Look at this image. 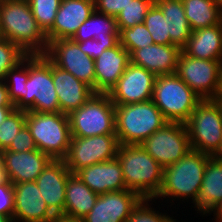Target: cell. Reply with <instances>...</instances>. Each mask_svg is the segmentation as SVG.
I'll list each match as a JSON object with an SVG mask.
<instances>
[{
  "instance_id": "obj_1",
  "label": "cell",
  "mask_w": 222,
  "mask_h": 222,
  "mask_svg": "<svg viewBox=\"0 0 222 222\" xmlns=\"http://www.w3.org/2000/svg\"><path fill=\"white\" fill-rule=\"evenodd\" d=\"M0 37L18 45L27 55H44L49 46L27 0L0 2Z\"/></svg>"
},
{
  "instance_id": "obj_2",
  "label": "cell",
  "mask_w": 222,
  "mask_h": 222,
  "mask_svg": "<svg viewBox=\"0 0 222 222\" xmlns=\"http://www.w3.org/2000/svg\"><path fill=\"white\" fill-rule=\"evenodd\" d=\"M116 157L120 162L126 188L142 199L152 201L162 186L163 167L141 144L119 145Z\"/></svg>"
},
{
  "instance_id": "obj_3",
  "label": "cell",
  "mask_w": 222,
  "mask_h": 222,
  "mask_svg": "<svg viewBox=\"0 0 222 222\" xmlns=\"http://www.w3.org/2000/svg\"><path fill=\"white\" fill-rule=\"evenodd\" d=\"M211 156L190 149L179 161L163 168L160 191L154 197H192L195 203L203 181L206 163Z\"/></svg>"
},
{
  "instance_id": "obj_4",
  "label": "cell",
  "mask_w": 222,
  "mask_h": 222,
  "mask_svg": "<svg viewBox=\"0 0 222 222\" xmlns=\"http://www.w3.org/2000/svg\"><path fill=\"white\" fill-rule=\"evenodd\" d=\"M168 121L152 100L115 105L116 135L120 145H139Z\"/></svg>"
},
{
  "instance_id": "obj_5",
  "label": "cell",
  "mask_w": 222,
  "mask_h": 222,
  "mask_svg": "<svg viewBox=\"0 0 222 222\" xmlns=\"http://www.w3.org/2000/svg\"><path fill=\"white\" fill-rule=\"evenodd\" d=\"M17 110L60 113L52 80V61L44 55H29V78Z\"/></svg>"
},
{
  "instance_id": "obj_6",
  "label": "cell",
  "mask_w": 222,
  "mask_h": 222,
  "mask_svg": "<svg viewBox=\"0 0 222 222\" xmlns=\"http://www.w3.org/2000/svg\"><path fill=\"white\" fill-rule=\"evenodd\" d=\"M26 125L38 150L52 159L67 155L72 138L67 114L26 111Z\"/></svg>"
},
{
  "instance_id": "obj_7",
  "label": "cell",
  "mask_w": 222,
  "mask_h": 222,
  "mask_svg": "<svg viewBox=\"0 0 222 222\" xmlns=\"http://www.w3.org/2000/svg\"><path fill=\"white\" fill-rule=\"evenodd\" d=\"M201 100L176 73L156 76L152 101L168 122L185 123Z\"/></svg>"
},
{
  "instance_id": "obj_8",
  "label": "cell",
  "mask_w": 222,
  "mask_h": 222,
  "mask_svg": "<svg viewBox=\"0 0 222 222\" xmlns=\"http://www.w3.org/2000/svg\"><path fill=\"white\" fill-rule=\"evenodd\" d=\"M184 124L191 149L212 156L222 142V102L201 100Z\"/></svg>"
},
{
  "instance_id": "obj_9",
  "label": "cell",
  "mask_w": 222,
  "mask_h": 222,
  "mask_svg": "<svg viewBox=\"0 0 222 222\" xmlns=\"http://www.w3.org/2000/svg\"><path fill=\"white\" fill-rule=\"evenodd\" d=\"M71 136L116 134L115 105L107 93H94L69 115Z\"/></svg>"
},
{
  "instance_id": "obj_10",
  "label": "cell",
  "mask_w": 222,
  "mask_h": 222,
  "mask_svg": "<svg viewBox=\"0 0 222 222\" xmlns=\"http://www.w3.org/2000/svg\"><path fill=\"white\" fill-rule=\"evenodd\" d=\"M119 145L116 134L72 136L67 155L63 160L69 171L76 173L83 167L116 158Z\"/></svg>"
},
{
  "instance_id": "obj_11",
  "label": "cell",
  "mask_w": 222,
  "mask_h": 222,
  "mask_svg": "<svg viewBox=\"0 0 222 222\" xmlns=\"http://www.w3.org/2000/svg\"><path fill=\"white\" fill-rule=\"evenodd\" d=\"M163 168L179 161L191 149L186 125L168 122L141 143Z\"/></svg>"
},
{
  "instance_id": "obj_12",
  "label": "cell",
  "mask_w": 222,
  "mask_h": 222,
  "mask_svg": "<svg viewBox=\"0 0 222 222\" xmlns=\"http://www.w3.org/2000/svg\"><path fill=\"white\" fill-rule=\"evenodd\" d=\"M221 62L189 57L181 51L175 73L202 100L216 99L218 96Z\"/></svg>"
},
{
  "instance_id": "obj_13",
  "label": "cell",
  "mask_w": 222,
  "mask_h": 222,
  "mask_svg": "<svg viewBox=\"0 0 222 222\" xmlns=\"http://www.w3.org/2000/svg\"><path fill=\"white\" fill-rule=\"evenodd\" d=\"M45 55L57 67L68 71L95 92L94 59L80 50L79 42L72 39L51 41Z\"/></svg>"
},
{
  "instance_id": "obj_14",
  "label": "cell",
  "mask_w": 222,
  "mask_h": 222,
  "mask_svg": "<svg viewBox=\"0 0 222 222\" xmlns=\"http://www.w3.org/2000/svg\"><path fill=\"white\" fill-rule=\"evenodd\" d=\"M155 78L156 76L147 69L130 62L107 94L114 105L152 100Z\"/></svg>"
},
{
  "instance_id": "obj_15",
  "label": "cell",
  "mask_w": 222,
  "mask_h": 222,
  "mask_svg": "<svg viewBox=\"0 0 222 222\" xmlns=\"http://www.w3.org/2000/svg\"><path fill=\"white\" fill-rule=\"evenodd\" d=\"M142 198L131 190L111 191L100 194L83 222H126Z\"/></svg>"
},
{
  "instance_id": "obj_16",
  "label": "cell",
  "mask_w": 222,
  "mask_h": 222,
  "mask_svg": "<svg viewBox=\"0 0 222 222\" xmlns=\"http://www.w3.org/2000/svg\"><path fill=\"white\" fill-rule=\"evenodd\" d=\"M13 222H51L55 214L47 207L35 181L13 184Z\"/></svg>"
},
{
  "instance_id": "obj_17",
  "label": "cell",
  "mask_w": 222,
  "mask_h": 222,
  "mask_svg": "<svg viewBox=\"0 0 222 222\" xmlns=\"http://www.w3.org/2000/svg\"><path fill=\"white\" fill-rule=\"evenodd\" d=\"M70 174L63 159H52L35 180L47 207L54 214H64L65 187Z\"/></svg>"
},
{
  "instance_id": "obj_18",
  "label": "cell",
  "mask_w": 222,
  "mask_h": 222,
  "mask_svg": "<svg viewBox=\"0 0 222 222\" xmlns=\"http://www.w3.org/2000/svg\"><path fill=\"white\" fill-rule=\"evenodd\" d=\"M5 165V179L12 184L35 181L52 158L40 150L1 152Z\"/></svg>"
},
{
  "instance_id": "obj_19",
  "label": "cell",
  "mask_w": 222,
  "mask_h": 222,
  "mask_svg": "<svg viewBox=\"0 0 222 222\" xmlns=\"http://www.w3.org/2000/svg\"><path fill=\"white\" fill-rule=\"evenodd\" d=\"M94 11V0H62L54 24L46 33L48 42L58 39H71L79 26Z\"/></svg>"
},
{
  "instance_id": "obj_20",
  "label": "cell",
  "mask_w": 222,
  "mask_h": 222,
  "mask_svg": "<svg viewBox=\"0 0 222 222\" xmlns=\"http://www.w3.org/2000/svg\"><path fill=\"white\" fill-rule=\"evenodd\" d=\"M130 63V53L118 43L94 59L95 93H108Z\"/></svg>"
},
{
  "instance_id": "obj_21",
  "label": "cell",
  "mask_w": 222,
  "mask_h": 222,
  "mask_svg": "<svg viewBox=\"0 0 222 222\" xmlns=\"http://www.w3.org/2000/svg\"><path fill=\"white\" fill-rule=\"evenodd\" d=\"M52 80L61 113L69 115L82 106L95 92L84 82L52 62Z\"/></svg>"
},
{
  "instance_id": "obj_22",
  "label": "cell",
  "mask_w": 222,
  "mask_h": 222,
  "mask_svg": "<svg viewBox=\"0 0 222 222\" xmlns=\"http://www.w3.org/2000/svg\"><path fill=\"white\" fill-rule=\"evenodd\" d=\"M76 175L98 195L127 189L117 157L83 167L76 172Z\"/></svg>"
},
{
  "instance_id": "obj_23",
  "label": "cell",
  "mask_w": 222,
  "mask_h": 222,
  "mask_svg": "<svg viewBox=\"0 0 222 222\" xmlns=\"http://www.w3.org/2000/svg\"><path fill=\"white\" fill-rule=\"evenodd\" d=\"M180 53L181 49L176 45L154 43L134 50L130 54V62L147 69L155 76L174 74Z\"/></svg>"
},
{
  "instance_id": "obj_24",
  "label": "cell",
  "mask_w": 222,
  "mask_h": 222,
  "mask_svg": "<svg viewBox=\"0 0 222 222\" xmlns=\"http://www.w3.org/2000/svg\"><path fill=\"white\" fill-rule=\"evenodd\" d=\"M181 51L193 58L222 61V22L192 31Z\"/></svg>"
},
{
  "instance_id": "obj_25",
  "label": "cell",
  "mask_w": 222,
  "mask_h": 222,
  "mask_svg": "<svg viewBox=\"0 0 222 222\" xmlns=\"http://www.w3.org/2000/svg\"><path fill=\"white\" fill-rule=\"evenodd\" d=\"M65 192L64 215L80 219L92 210L99 196L76 173L68 176Z\"/></svg>"
},
{
  "instance_id": "obj_26",
  "label": "cell",
  "mask_w": 222,
  "mask_h": 222,
  "mask_svg": "<svg viewBox=\"0 0 222 222\" xmlns=\"http://www.w3.org/2000/svg\"><path fill=\"white\" fill-rule=\"evenodd\" d=\"M167 17V34L170 35V45L182 49L191 36V28L185 16L182 0H155Z\"/></svg>"
},
{
  "instance_id": "obj_27",
  "label": "cell",
  "mask_w": 222,
  "mask_h": 222,
  "mask_svg": "<svg viewBox=\"0 0 222 222\" xmlns=\"http://www.w3.org/2000/svg\"><path fill=\"white\" fill-rule=\"evenodd\" d=\"M222 200V162L210 157L206 163L196 208L204 214Z\"/></svg>"
},
{
  "instance_id": "obj_28",
  "label": "cell",
  "mask_w": 222,
  "mask_h": 222,
  "mask_svg": "<svg viewBox=\"0 0 222 222\" xmlns=\"http://www.w3.org/2000/svg\"><path fill=\"white\" fill-rule=\"evenodd\" d=\"M99 14L101 15L99 16ZM71 39L75 42H84L88 39L119 40L116 18L95 10L92 15L79 26V29Z\"/></svg>"
},
{
  "instance_id": "obj_29",
  "label": "cell",
  "mask_w": 222,
  "mask_h": 222,
  "mask_svg": "<svg viewBox=\"0 0 222 222\" xmlns=\"http://www.w3.org/2000/svg\"><path fill=\"white\" fill-rule=\"evenodd\" d=\"M182 2L191 31L212 27L222 22L217 0H182Z\"/></svg>"
},
{
  "instance_id": "obj_30",
  "label": "cell",
  "mask_w": 222,
  "mask_h": 222,
  "mask_svg": "<svg viewBox=\"0 0 222 222\" xmlns=\"http://www.w3.org/2000/svg\"><path fill=\"white\" fill-rule=\"evenodd\" d=\"M154 2L155 0H130L116 17L118 31L144 23L147 12Z\"/></svg>"
},
{
  "instance_id": "obj_31",
  "label": "cell",
  "mask_w": 222,
  "mask_h": 222,
  "mask_svg": "<svg viewBox=\"0 0 222 222\" xmlns=\"http://www.w3.org/2000/svg\"><path fill=\"white\" fill-rule=\"evenodd\" d=\"M28 78H29V55H27L15 67L11 68L6 74L5 80H7L6 85L8 88L9 98L14 104V106H16L23 99L24 88L26 86ZM9 79L12 80L9 82L8 81ZM8 82L10 85L8 84Z\"/></svg>"
},
{
  "instance_id": "obj_32",
  "label": "cell",
  "mask_w": 222,
  "mask_h": 222,
  "mask_svg": "<svg viewBox=\"0 0 222 222\" xmlns=\"http://www.w3.org/2000/svg\"><path fill=\"white\" fill-rule=\"evenodd\" d=\"M144 25L151 33L155 44H170V35L167 34V17H164L162 10L155 2L147 12Z\"/></svg>"
},
{
  "instance_id": "obj_33",
  "label": "cell",
  "mask_w": 222,
  "mask_h": 222,
  "mask_svg": "<svg viewBox=\"0 0 222 222\" xmlns=\"http://www.w3.org/2000/svg\"><path fill=\"white\" fill-rule=\"evenodd\" d=\"M119 43L131 54L134 50L154 44L151 33L144 23L119 32Z\"/></svg>"
},
{
  "instance_id": "obj_34",
  "label": "cell",
  "mask_w": 222,
  "mask_h": 222,
  "mask_svg": "<svg viewBox=\"0 0 222 222\" xmlns=\"http://www.w3.org/2000/svg\"><path fill=\"white\" fill-rule=\"evenodd\" d=\"M37 24L46 34L53 26L62 0H27Z\"/></svg>"
},
{
  "instance_id": "obj_35",
  "label": "cell",
  "mask_w": 222,
  "mask_h": 222,
  "mask_svg": "<svg viewBox=\"0 0 222 222\" xmlns=\"http://www.w3.org/2000/svg\"><path fill=\"white\" fill-rule=\"evenodd\" d=\"M26 124V111L14 109L0 125V152L6 150Z\"/></svg>"
},
{
  "instance_id": "obj_36",
  "label": "cell",
  "mask_w": 222,
  "mask_h": 222,
  "mask_svg": "<svg viewBox=\"0 0 222 222\" xmlns=\"http://www.w3.org/2000/svg\"><path fill=\"white\" fill-rule=\"evenodd\" d=\"M27 54L16 44L0 37V80H5L7 72L21 62Z\"/></svg>"
},
{
  "instance_id": "obj_37",
  "label": "cell",
  "mask_w": 222,
  "mask_h": 222,
  "mask_svg": "<svg viewBox=\"0 0 222 222\" xmlns=\"http://www.w3.org/2000/svg\"><path fill=\"white\" fill-rule=\"evenodd\" d=\"M147 201H150V199H142L132 210L126 222H176L172 217L156 213L154 209L149 208Z\"/></svg>"
},
{
  "instance_id": "obj_38",
  "label": "cell",
  "mask_w": 222,
  "mask_h": 222,
  "mask_svg": "<svg viewBox=\"0 0 222 222\" xmlns=\"http://www.w3.org/2000/svg\"><path fill=\"white\" fill-rule=\"evenodd\" d=\"M119 43V40H96L88 39L84 42H79L80 50L87 54L89 58L96 59L104 50L113 48Z\"/></svg>"
},
{
  "instance_id": "obj_39",
  "label": "cell",
  "mask_w": 222,
  "mask_h": 222,
  "mask_svg": "<svg viewBox=\"0 0 222 222\" xmlns=\"http://www.w3.org/2000/svg\"><path fill=\"white\" fill-rule=\"evenodd\" d=\"M14 188L13 184L5 179L0 183V213L13 220L14 213Z\"/></svg>"
},
{
  "instance_id": "obj_40",
  "label": "cell",
  "mask_w": 222,
  "mask_h": 222,
  "mask_svg": "<svg viewBox=\"0 0 222 222\" xmlns=\"http://www.w3.org/2000/svg\"><path fill=\"white\" fill-rule=\"evenodd\" d=\"M36 149L37 147L34 143L33 136L31 135L29 128L25 124L20 129V131L16 135V138L12 140L10 146L6 150L14 152H27Z\"/></svg>"
},
{
  "instance_id": "obj_41",
  "label": "cell",
  "mask_w": 222,
  "mask_h": 222,
  "mask_svg": "<svg viewBox=\"0 0 222 222\" xmlns=\"http://www.w3.org/2000/svg\"><path fill=\"white\" fill-rule=\"evenodd\" d=\"M129 2L130 0H94L96 11L115 18Z\"/></svg>"
},
{
  "instance_id": "obj_42",
  "label": "cell",
  "mask_w": 222,
  "mask_h": 222,
  "mask_svg": "<svg viewBox=\"0 0 222 222\" xmlns=\"http://www.w3.org/2000/svg\"><path fill=\"white\" fill-rule=\"evenodd\" d=\"M0 106H14L9 98L6 80H0Z\"/></svg>"
},
{
  "instance_id": "obj_43",
  "label": "cell",
  "mask_w": 222,
  "mask_h": 222,
  "mask_svg": "<svg viewBox=\"0 0 222 222\" xmlns=\"http://www.w3.org/2000/svg\"><path fill=\"white\" fill-rule=\"evenodd\" d=\"M51 222H83V219L70 217L64 214H55Z\"/></svg>"
},
{
  "instance_id": "obj_44",
  "label": "cell",
  "mask_w": 222,
  "mask_h": 222,
  "mask_svg": "<svg viewBox=\"0 0 222 222\" xmlns=\"http://www.w3.org/2000/svg\"><path fill=\"white\" fill-rule=\"evenodd\" d=\"M14 109L15 106H0V125Z\"/></svg>"
},
{
  "instance_id": "obj_45",
  "label": "cell",
  "mask_w": 222,
  "mask_h": 222,
  "mask_svg": "<svg viewBox=\"0 0 222 222\" xmlns=\"http://www.w3.org/2000/svg\"><path fill=\"white\" fill-rule=\"evenodd\" d=\"M214 212L213 214H216V222H222V200L219 201L211 210L210 212Z\"/></svg>"
},
{
  "instance_id": "obj_46",
  "label": "cell",
  "mask_w": 222,
  "mask_h": 222,
  "mask_svg": "<svg viewBox=\"0 0 222 222\" xmlns=\"http://www.w3.org/2000/svg\"><path fill=\"white\" fill-rule=\"evenodd\" d=\"M5 175L6 171H5L4 159L0 152V183L5 180Z\"/></svg>"
},
{
  "instance_id": "obj_47",
  "label": "cell",
  "mask_w": 222,
  "mask_h": 222,
  "mask_svg": "<svg viewBox=\"0 0 222 222\" xmlns=\"http://www.w3.org/2000/svg\"><path fill=\"white\" fill-rule=\"evenodd\" d=\"M215 160L222 162V142L219 145V148L214 152V154L211 156Z\"/></svg>"
},
{
  "instance_id": "obj_48",
  "label": "cell",
  "mask_w": 222,
  "mask_h": 222,
  "mask_svg": "<svg viewBox=\"0 0 222 222\" xmlns=\"http://www.w3.org/2000/svg\"><path fill=\"white\" fill-rule=\"evenodd\" d=\"M217 100L222 99V62L220 65V77H219V88H218V96L216 98Z\"/></svg>"
},
{
  "instance_id": "obj_49",
  "label": "cell",
  "mask_w": 222,
  "mask_h": 222,
  "mask_svg": "<svg viewBox=\"0 0 222 222\" xmlns=\"http://www.w3.org/2000/svg\"><path fill=\"white\" fill-rule=\"evenodd\" d=\"M0 222H13V220L10 217L0 213Z\"/></svg>"
},
{
  "instance_id": "obj_50",
  "label": "cell",
  "mask_w": 222,
  "mask_h": 222,
  "mask_svg": "<svg viewBox=\"0 0 222 222\" xmlns=\"http://www.w3.org/2000/svg\"><path fill=\"white\" fill-rule=\"evenodd\" d=\"M217 2H218V6H219V9H220L221 16H222V0H217Z\"/></svg>"
}]
</instances>
